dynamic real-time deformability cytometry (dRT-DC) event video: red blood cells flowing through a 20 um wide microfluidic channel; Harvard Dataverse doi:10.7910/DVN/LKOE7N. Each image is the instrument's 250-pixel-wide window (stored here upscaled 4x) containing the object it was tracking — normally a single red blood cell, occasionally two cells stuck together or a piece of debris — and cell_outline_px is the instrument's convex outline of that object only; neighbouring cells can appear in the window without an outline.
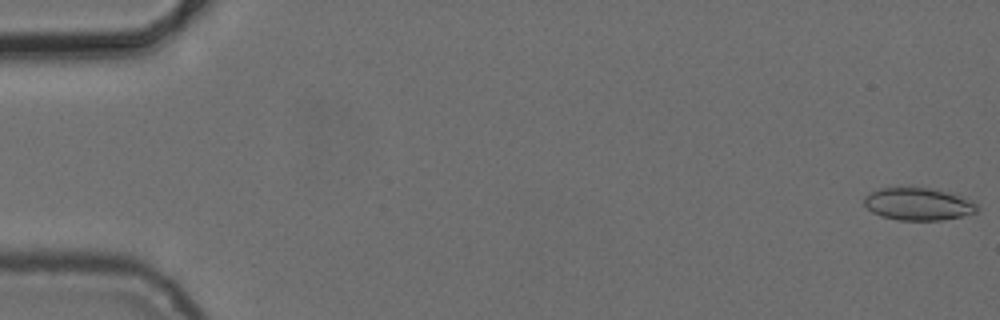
{"species": "common noctule bat (a hibernating species)", "species_latin": "Nyctalus noctula", "temperature_condition": "cold", "stored_images_in_passage": 6, "camera_frame_rate_fps": 3000, "um_per_image_px": 0.085, "animal": {"sex": "female", "body_mass_g": 24.6, "forearm_length_mm": 56.2}, "frame": {"image": 1, "passage_image": 1, "time_ms": 0.0, "image_size_px": [1000, 320], "cell_outline_px": [[976, 212], [960, 216], [940, 220], [900, 220], [880, 216], [872, 212], [864, 204], [864, 196], [880, 188], [932, 188], [948, 192], [972, 200], [976, 204]], "centroid_in_image_um": [78.02, 17.34], "position_along_channel_um": 7.0, "area_um2": 21.1}}
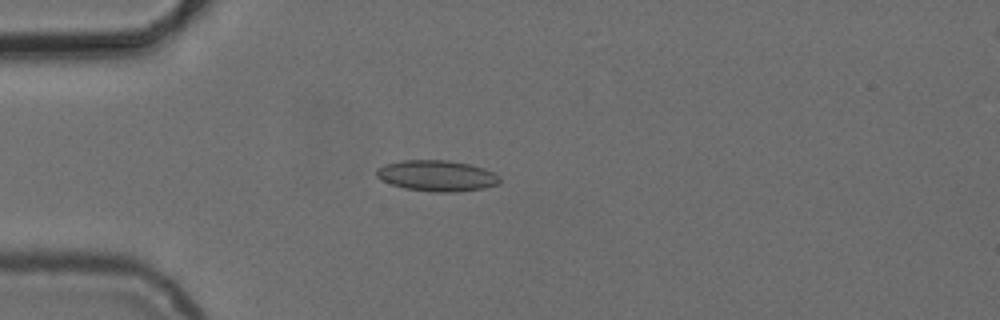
{"frame": {"image": 2, "passage_image": 5, "time_ms": 4.667, "image_size_px": [1000, 320], "cell_outline_px": [[500, 184], [484, 188], [456, 192], [432, 192], [404, 188], [392, 184], [376, 176], [376, 168], [384, 164], [400, 160], [448, 160], [468, 164], [484, 168], [500, 176]], "centroid_in_image_um": [37.14, 14.94], "position_along_channel_um": 47.9, "area_um2": 22.31}}